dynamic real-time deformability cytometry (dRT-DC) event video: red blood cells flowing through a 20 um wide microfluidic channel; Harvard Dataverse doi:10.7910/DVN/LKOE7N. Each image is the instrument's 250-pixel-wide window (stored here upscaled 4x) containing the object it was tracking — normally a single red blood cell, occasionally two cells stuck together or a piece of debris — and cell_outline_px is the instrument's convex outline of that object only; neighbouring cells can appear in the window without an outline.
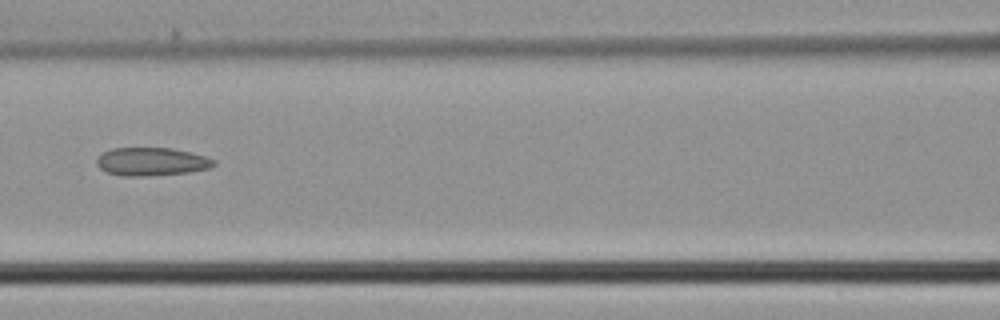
{"species": "common noctule bat (a hibernating species)", "species_latin": "Nyctalus noctula", "temperature_condition": "cold", "stored_images_in_passage": 4, "camera_frame_rate_fps": 3000, "um_per_image_px": 0.085, "animal": {"sex": "male", "body_mass_g": 21.5, "forearm_length_mm": 52.0}, "frame": {"image": 1, "passage_image": 4, "time_ms": 1.0, "image_size_px": [1000, 320], "cell_outline_px": [[216, 164], [208, 168], [188, 172], [148, 176], [124, 176], [108, 172], [100, 168], [96, 164], [96, 160], [104, 152], [112, 148], [172, 148], [192, 152], [216, 160]], "centroid_in_image_um": [12.9, 13.73], "position_along_channel_um": 153.7, "area_um2": 19.13}}